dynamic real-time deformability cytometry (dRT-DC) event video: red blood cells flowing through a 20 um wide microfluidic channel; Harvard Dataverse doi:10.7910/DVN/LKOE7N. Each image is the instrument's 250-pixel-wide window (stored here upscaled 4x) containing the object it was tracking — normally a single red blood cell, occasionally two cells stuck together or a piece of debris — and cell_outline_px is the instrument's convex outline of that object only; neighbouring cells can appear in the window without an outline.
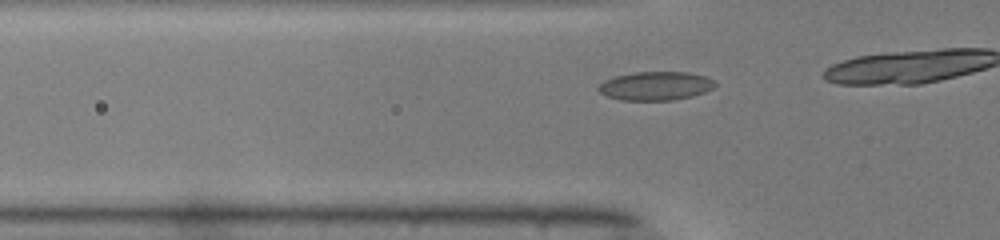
{"species": "common noctule bat (a hibernating species)", "species_latin": "Nyctalus noctula", "temperature_condition": "warm", "stored_images_in_passage": 13, "camera_frame_rate_fps": 3000, "um_per_image_px": 0.085, "animal": {"sex": "male", "body_mass_g": 19.0, "forearm_length_mm": 50.8}, "frame": {"image": 1, "passage_image": 8, "time_ms": 2.333, "image_size_px": [1000, 240], "cell_outline_px": [[716, 84], [712, 88], [704, 92], [692, 96], [672, 100], [620, 100], [608, 96], [600, 92], [596, 88], [604, 80], [616, 76], [636, 72], [688, 72], [708, 76], [716, 80]], "centroid_in_image_um": [55.75, 7.29], "position_along_channel_um": 70.0, "area_um2": 19.54}}